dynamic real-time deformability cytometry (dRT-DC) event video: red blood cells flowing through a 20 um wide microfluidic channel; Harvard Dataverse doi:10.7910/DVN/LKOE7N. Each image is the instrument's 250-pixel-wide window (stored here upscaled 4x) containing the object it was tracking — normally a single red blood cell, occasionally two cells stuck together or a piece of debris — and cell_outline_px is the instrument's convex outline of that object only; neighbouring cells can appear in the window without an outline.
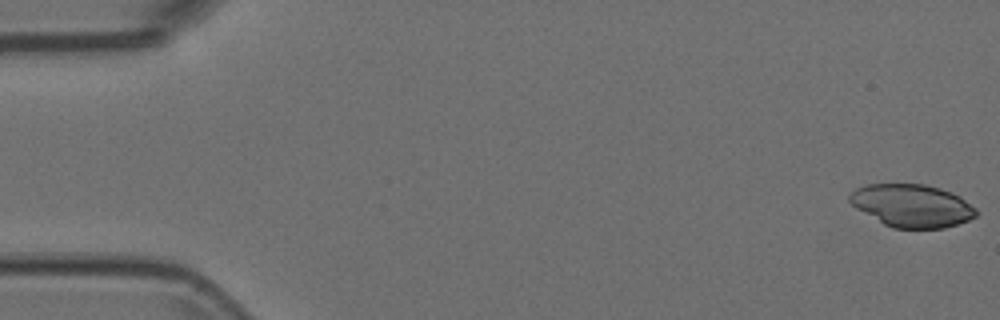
{"species": "Egyptian fruit bat (a non-hibernating species)", "species_latin": "Rousettus aegyptiacus", "temperature_condition": "room temperature", "stored_images_in_passage": 47, "camera_frame_rate_fps": 3000, "um_per_image_px": 0.085, "animal": {"sex": "female"}, "frame": {"image": 1, "passage_image": 1, "time_ms": 0.0, "image_size_px": [1000, 320], "cell_outline_px": [[976, 216], [968, 220], [944, 228], [892, 228], [884, 224], [856, 208], [848, 200], [848, 196], [856, 188], [868, 184], [924, 184], [940, 188], [952, 192], [960, 196], [976, 208]], "centroid_in_image_um": [77.51, 17.47], "position_along_channel_um": 7.5, "area_um2": 31.44}}